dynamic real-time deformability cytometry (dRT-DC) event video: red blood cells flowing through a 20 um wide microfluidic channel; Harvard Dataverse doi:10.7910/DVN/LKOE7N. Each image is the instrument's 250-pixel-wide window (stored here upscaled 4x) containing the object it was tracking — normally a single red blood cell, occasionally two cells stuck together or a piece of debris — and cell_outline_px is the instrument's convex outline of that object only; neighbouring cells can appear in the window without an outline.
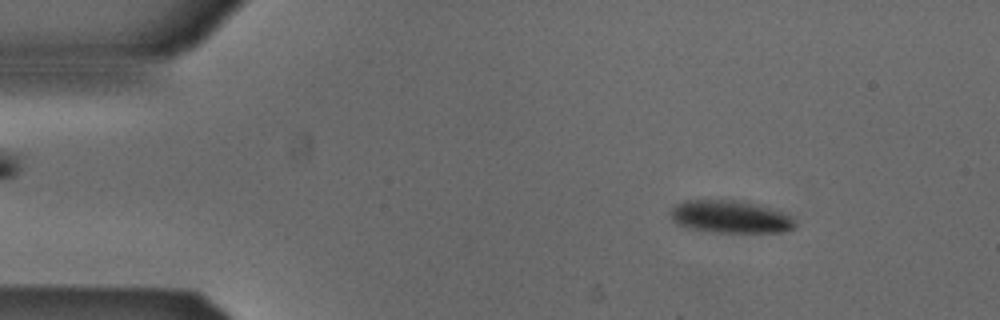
{"species": "Egyptian fruit bat (a non-hibernating species)", "species_latin": "Rousettus aegyptiacus", "temperature_condition": "cold", "stored_images_in_passage": 4, "camera_frame_rate_fps": 3000, "um_per_image_px": 0.085, "animal": {"sex": "male"}, "frame": {"image": 1, "passage_image": 2, "time_ms": 0.333, "image_size_px": [1000, 320], "cell_outline_px": [[796, 224], [792, 228], [784, 232], [716, 232], [692, 228], [676, 224], [672, 220], [668, 212], [676, 204], [684, 200], [732, 200], [756, 204], [792, 216], [796, 220]], "centroid_in_image_um": [62.04, 18.43], "position_along_channel_um": 23.0, "area_um2": 23.47}}
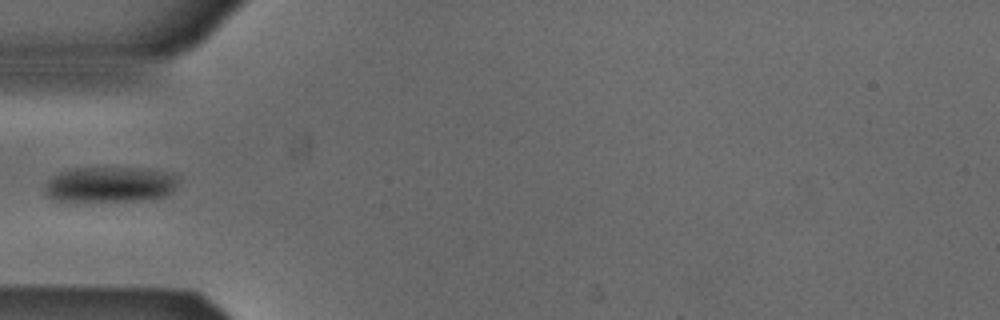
{"frame": {"image": 2, "passage_image": 4, "time_ms": 1.0, "image_size_px": [1000, 320], "cell_outline_px": [[180, 180], [172, 192], [168, 196], [152, 200], [52, 200], [44, 192], [44, 188], [48, 180], [52, 176], [60, 172], [76, 168], [148, 168], [172, 172], [180, 176]], "centroid_in_image_um": [9.46, 15.67], "position_along_channel_um": 75.5, "area_um2": 27.98}}